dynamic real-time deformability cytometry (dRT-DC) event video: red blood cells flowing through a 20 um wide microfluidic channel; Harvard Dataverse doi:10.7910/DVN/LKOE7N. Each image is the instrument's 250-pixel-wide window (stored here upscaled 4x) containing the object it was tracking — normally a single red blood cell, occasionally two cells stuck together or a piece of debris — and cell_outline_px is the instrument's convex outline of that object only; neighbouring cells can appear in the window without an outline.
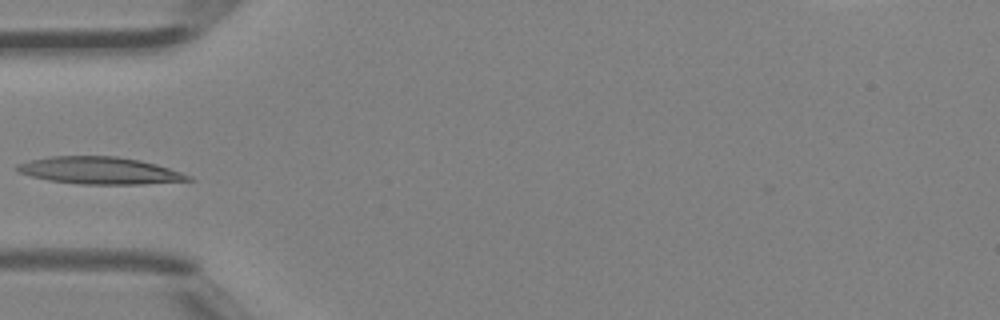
{"species": "Egyptian fruit bat (a non-hibernating species)", "species_latin": "Rousettus aegyptiacus", "temperature_condition": "room temperature", "stored_images_in_passage": 3, "camera_frame_rate_fps": 3000, "um_per_image_px": 0.085, "animal": {"sex": "female"}, "frame": {"image": 1, "passage_image": 3, "time_ms": 0.667, "image_size_px": [1000, 320], "cell_outline_px": [[196, 180], [140, 184], [80, 184], [48, 180], [32, 176], [20, 172], [12, 168], [16, 164], [28, 160], [52, 156], [116, 156], [140, 160], [156, 164], [192, 176]], "centroid_in_image_um": [8.45, 14.49], "position_along_channel_um": 76.5, "area_um2": 27.11}}